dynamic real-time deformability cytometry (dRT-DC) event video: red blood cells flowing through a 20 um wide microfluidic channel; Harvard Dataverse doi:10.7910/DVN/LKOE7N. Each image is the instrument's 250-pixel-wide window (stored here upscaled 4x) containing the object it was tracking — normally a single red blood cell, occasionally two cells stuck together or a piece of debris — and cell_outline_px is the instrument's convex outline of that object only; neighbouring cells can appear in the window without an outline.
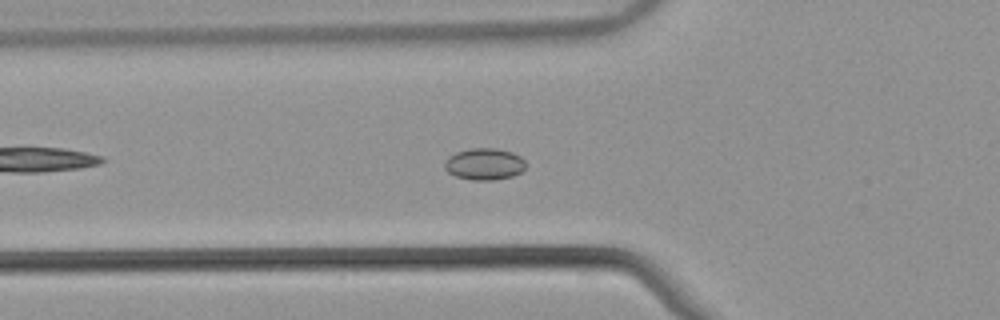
{"species": "common noctule bat (a hibernating species)", "species_latin": "Nyctalus noctula", "temperature_condition": "warm", "stored_images_in_passage": 55, "camera_frame_rate_fps": 3000, "um_per_image_px": 0.085, "animal": {"sex": "male", "body_mass_g": 21.5, "forearm_length_mm": 52.0}, "frame": {"image": 1, "passage_image": 20, "time_ms": 6.333, "image_size_px": [1000, 320], "cell_outline_px": [[524, 168], [520, 172], [512, 176], [492, 180], [472, 180], [456, 176], [448, 172], [444, 168], [444, 164], [448, 156], [456, 152], [472, 148], [496, 148], [512, 152], [520, 156], [524, 160]], "centroid_in_image_um": [41.15, 13.94], "position_along_channel_um": 84.7, "area_um2": 14.91}}
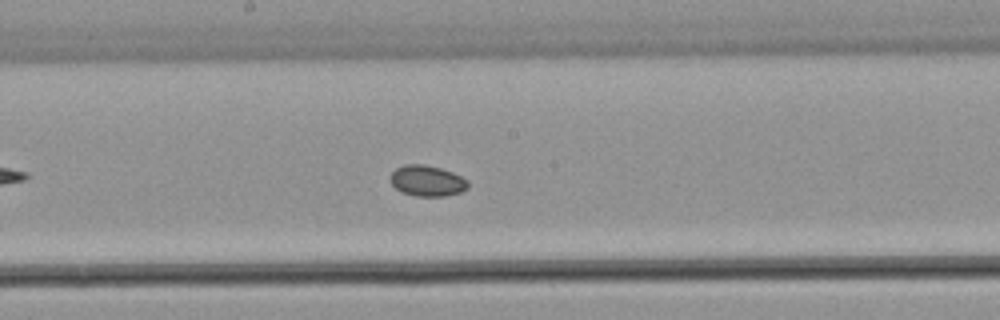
{"frame": {"image": 2, "passage_image": 30, "time_ms": 9.667, "image_size_px": [1000, 320], "cell_outline_px": [[468, 188], [460, 192], [444, 196], [416, 196], [400, 192], [388, 180], [388, 176], [396, 168], [404, 164], [424, 164], [440, 168], [452, 172], [468, 180]], "centroid_in_image_um": [36.26, 15.36], "position_along_channel_um": 211.9, "area_um2": 14.1}}
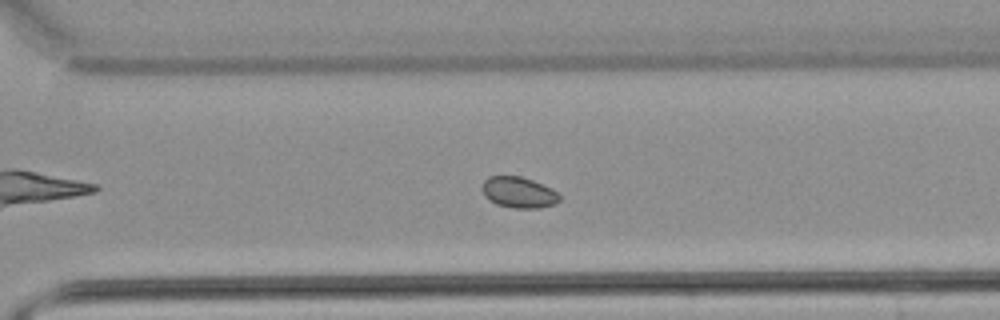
{"frame": {"image": 3, "passage_image": 39, "time_ms": 12.667, "image_size_px": [1000, 320], "cell_outline_px": [[560, 200], [556, 204], [540, 208], [512, 208], [496, 204], [488, 200], [484, 196], [484, 180], [488, 176], [520, 176], [532, 180], [552, 188], [560, 196]], "centroid_in_image_um": [44.11, 16.37], "position_along_channel_um": 326.5, "area_um2": 13.99}}